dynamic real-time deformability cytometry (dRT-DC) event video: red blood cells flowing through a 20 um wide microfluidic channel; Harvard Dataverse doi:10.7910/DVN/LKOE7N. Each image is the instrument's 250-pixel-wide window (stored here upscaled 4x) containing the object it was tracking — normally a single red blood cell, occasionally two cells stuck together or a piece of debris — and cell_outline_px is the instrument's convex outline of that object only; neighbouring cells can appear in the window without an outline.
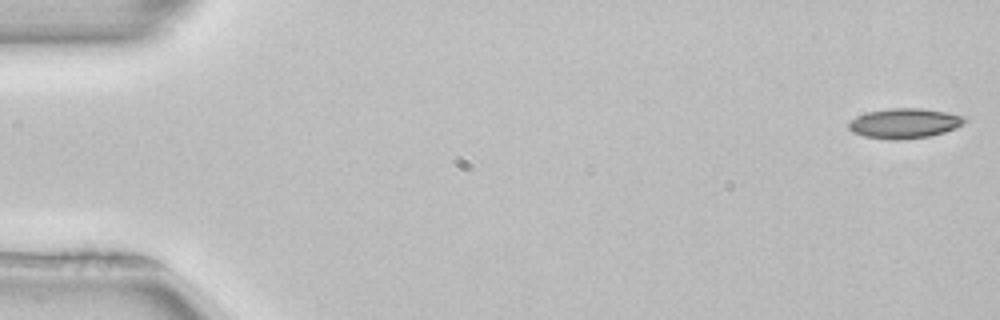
{"species": "common noctule bat (a hibernating species)", "species_latin": "Nyctalus noctula", "temperature_condition": "room temperature", "stored_images_in_passage": 52, "camera_frame_rate_fps": 3000, "um_per_image_px": 0.085, "animal": {"sex": "female", "body_mass_g": 22.7, "forearm_length_mm": 54.2}, "frame": {"image": 1, "passage_image": 1, "time_ms": 0.0, "image_size_px": [1000, 320], "cell_outline_px": [[968, 120], [964, 124], [956, 128], [944, 132], [928, 136], [900, 140], [888, 140], [864, 136], [852, 132], [848, 128], [848, 120], [856, 116], [868, 112], [888, 108], [920, 108], [944, 112], [960, 116]], "centroid_in_image_um": [76.82, 10.49], "position_along_channel_um": 8.2, "area_um2": 20.29}}
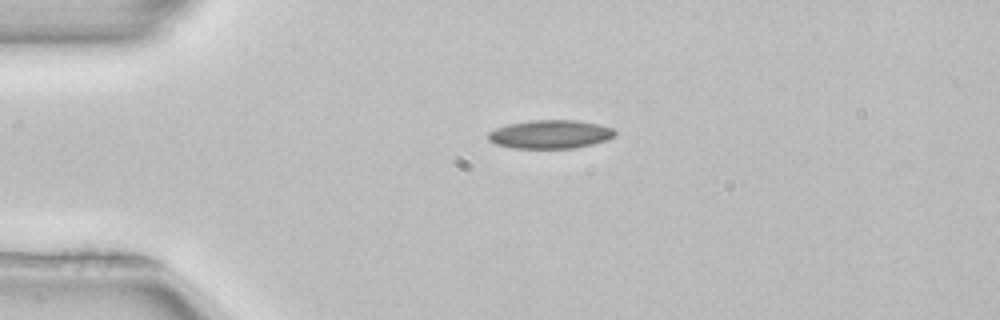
{"frame": {"image": 2, "passage_image": 12, "time_ms": 3.667, "image_size_px": [1000, 320], "cell_outline_px": [[616, 132], [608, 140], [592, 144], [572, 148], [512, 148], [496, 144], [488, 140], [488, 132], [496, 128], [508, 124], [528, 120], [576, 120], [600, 124], [612, 128]], "centroid_in_image_um": [46.75, 11.41], "position_along_channel_um": 38.2, "area_um2": 21.1}}
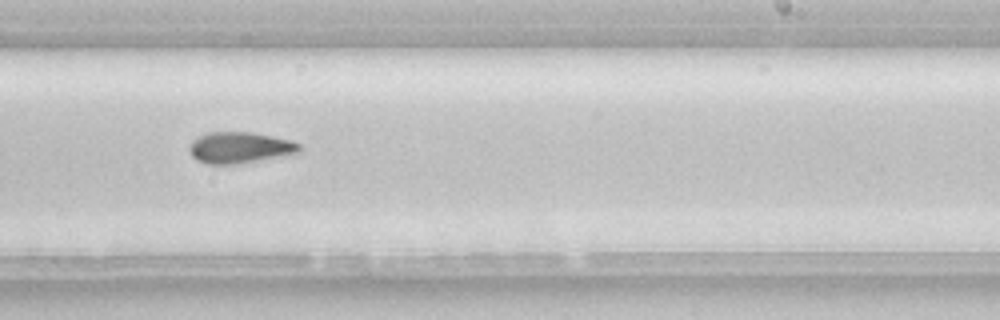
{"frame": {"image": 3, "passage_image": 32, "time_ms": 10.333, "image_size_px": [1000, 320], "cell_outline_px": [[300, 152], [296, 156], [236, 164], [208, 164], [196, 160], [192, 156], [188, 148], [192, 140], [208, 132], [252, 132], [292, 140], [300, 144]], "centroid_in_image_um": [20.47, 12.57], "position_along_channel_um": 268.5, "area_um2": 20.63}}